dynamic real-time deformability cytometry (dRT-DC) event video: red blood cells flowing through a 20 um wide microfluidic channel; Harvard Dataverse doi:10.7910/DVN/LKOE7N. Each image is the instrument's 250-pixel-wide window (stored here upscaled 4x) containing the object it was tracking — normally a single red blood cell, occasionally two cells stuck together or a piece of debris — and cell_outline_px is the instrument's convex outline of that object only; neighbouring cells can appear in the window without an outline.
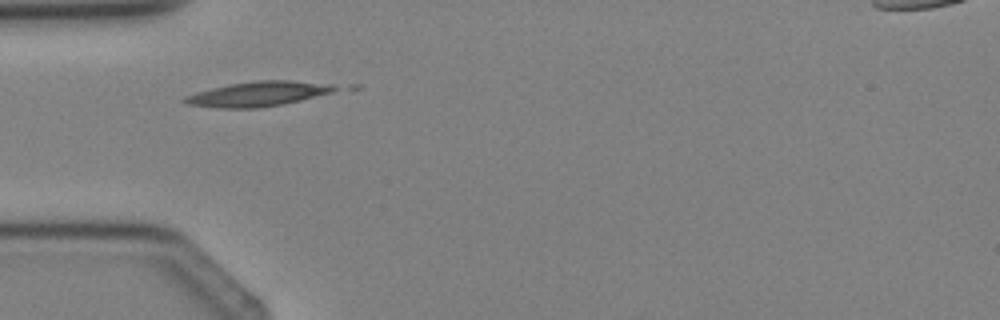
{"species": "Egyptian fruit bat (a non-hibernating species)", "species_latin": "Rousettus aegyptiacus", "temperature_condition": "cold", "stored_images_in_passage": 3, "camera_frame_rate_fps": 3000, "um_per_image_px": 0.085, "animal": {"sex": "female"}, "frame": {"image": 1, "passage_image": 2, "time_ms": 1.333, "image_size_px": [1000, 320], "cell_outline_px": [[340, 88], [332, 92], [284, 104], [260, 108], [220, 108], [188, 104], [180, 100], [184, 96], [196, 92], [212, 88], [232, 84], [256, 80], [292, 80], [332, 84]], "centroid_in_image_um": [21.94, 7.98], "position_along_channel_um": 63.1, "area_um2": 21.68}}
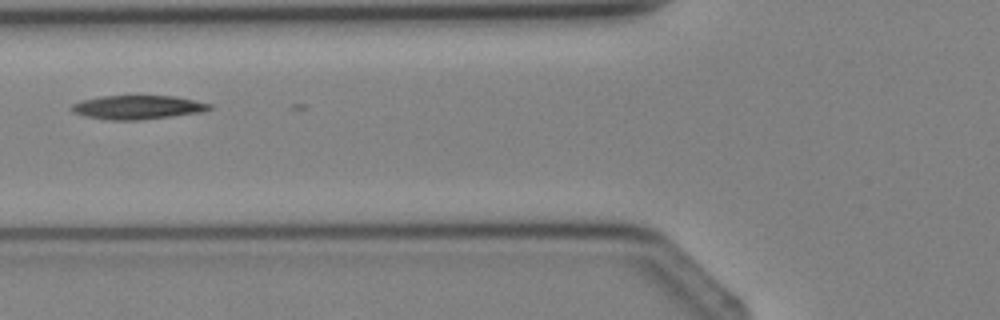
{"frame": {"image": 2, "passage_image": 3, "time_ms": 2.333, "image_size_px": [1000, 320], "cell_outline_px": [[212, 108], [200, 112], [172, 116], [140, 120], [112, 120], [84, 116], [72, 112], [68, 108], [72, 104], [80, 100], [100, 96], [176, 96], [212, 104]], "centroid_in_image_um": [11.64, 9.11], "position_along_channel_um": 114.2, "area_um2": 19.25}}